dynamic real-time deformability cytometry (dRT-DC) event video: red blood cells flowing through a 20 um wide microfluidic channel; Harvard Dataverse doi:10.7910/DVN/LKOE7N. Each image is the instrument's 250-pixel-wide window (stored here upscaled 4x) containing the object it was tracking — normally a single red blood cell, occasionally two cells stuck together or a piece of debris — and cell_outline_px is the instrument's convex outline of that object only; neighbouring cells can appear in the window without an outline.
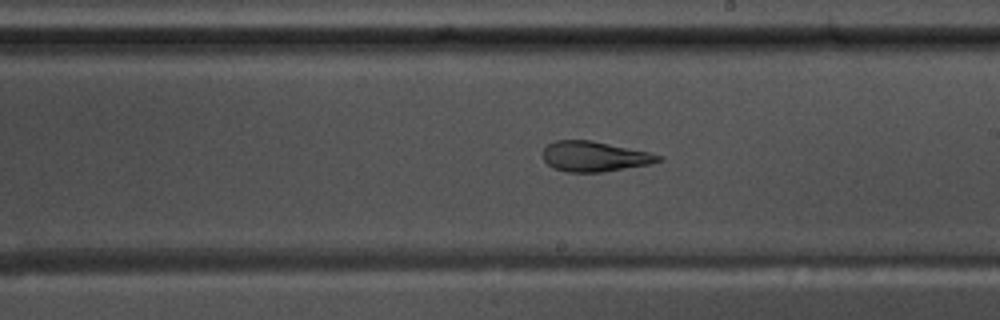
{"species": "common noctule bat (a hibernating species)", "species_latin": "Nyctalus noctula", "temperature_condition": "warm", "stored_images_in_passage": 57, "camera_frame_rate_fps": 3000, "um_per_image_px": 0.085, "animal": {"sex": "male", "body_mass_g": 17.5, "forearm_length_mm": 52.3}, "frame": {"image": 1, "passage_image": 33, "time_ms": 10.667, "image_size_px": [1000, 320], "cell_outline_px": [[664, 160], [648, 164], [600, 172], [568, 172], [552, 168], [544, 160], [544, 148], [548, 144], [556, 140], [592, 140], [648, 152], [664, 156]], "centroid_in_image_um": [50.53, 13.29], "position_along_channel_um": 238.5, "area_um2": 20.17}}
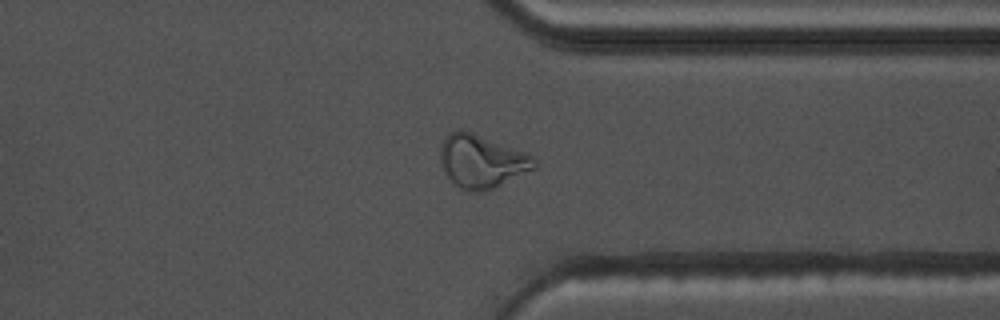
{"frame": {"image": 2, "passage_image": 44, "time_ms": 14.333, "image_size_px": [1000, 320], "cell_outline_px": [[536, 168], [496, 188], [480, 192], [468, 192], [460, 188], [448, 176], [440, 160], [440, 148], [448, 132], [460, 128], [472, 132], [528, 152], [536, 160]], "centroid_in_image_um": [40.98, 13.7], "position_along_channel_um": 370.4, "area_um2": 29.42}}
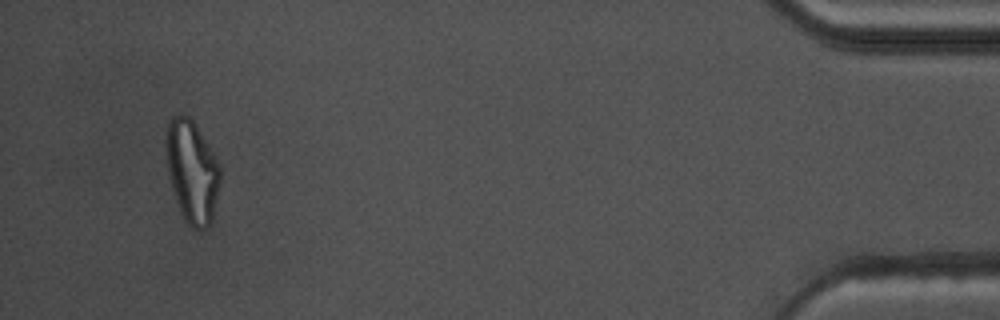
{"frame": {"image": 3, "passage_image": 54, "time_ms": 17.667, "image_size_px": [1000, 320], "cell_outline_px": [[220, 184], [212, 220], [200, 232], [196, 232], [184, 220], [180, 212], [168, 176], [164, 148], [164, 132], [172, 116], [180, 112], [188, 116], [192, 120], [212, 152], [220, 168]], "centroid_in_image_um": [16.27, 14.57], "position_along_channel_um": 418.9, "area_um2": 32.66}, "authors_computed_cell_mechanics": {"area_um2": 24.9696, "velocity_mm_per_s": 3.6258, "shape_relaxation_time_tau1_ms": null, "shape_relaxation_time_tau2_ms": 1.8967, "deformation_change_tau1": null, "deformation_change_tau2": 0.0971}}